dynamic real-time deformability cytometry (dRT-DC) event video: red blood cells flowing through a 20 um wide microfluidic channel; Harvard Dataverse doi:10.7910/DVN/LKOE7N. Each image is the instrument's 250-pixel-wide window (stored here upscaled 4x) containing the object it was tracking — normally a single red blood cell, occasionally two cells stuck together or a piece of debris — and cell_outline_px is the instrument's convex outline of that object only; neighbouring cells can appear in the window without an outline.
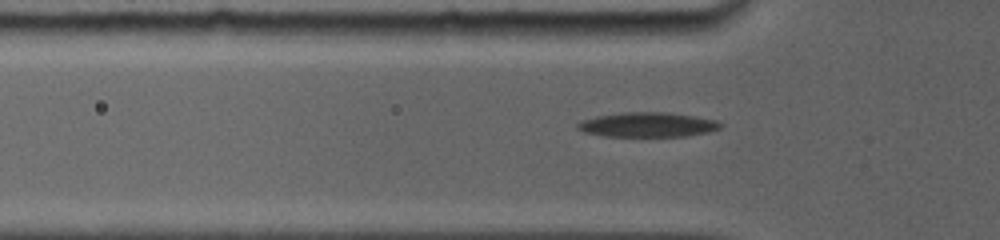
{"species": "common noctule bat (a hibernating species)", "species_latin": "Nyctalus noctula", "temperature_condition": "room temperature", "stored_images_in_passage": 41, "camera_frame_rate_fps": 5000, "um_per_image_px": 0.085, "animal": {"sex": "female", "body_mass_g": 19.0, "forearm_length_mm": 56.7}, "frame": {"image": 1, "passage_image": 3, "time_ms": 0.6, "image_size_px": [1000, 240], "cell_outline_px": [[724, 124], [720, 128], [708, 132], [684, 136], [604, 136], [584, 132], [576, 128], [576, 124], [580, 120], [596, 116], [624, 112], [668, 112], [716, 120]], "centroid_in_image_um": [55.01, 10.59], "position_along_channel_um": 70.8, "area_um2": 20.52}}
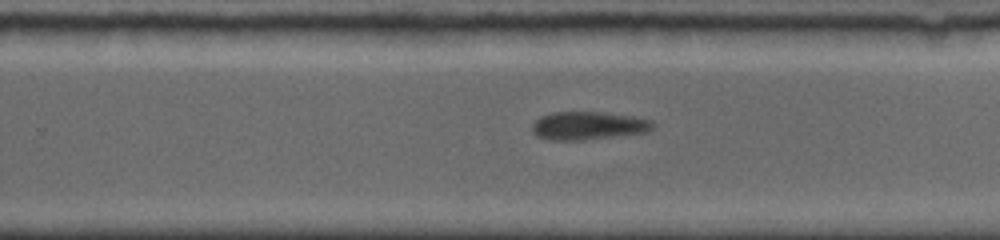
{"frame": {"image": 2, "passage_image": 22, "time_ms": 6.0, "image_size_px": [1000, 240], "cell_outline_px": [[656, 124], [648, 132], [584, 140], [552, 140], [536, 136], [532, 132], [532, 124], [540, 116], [552, 112], [604, 112], [632, 116], [652, 120]], "centroid_in_image_um": [50.0, 10.68], "position_along_channel_um": 279.8, "area_um2": 19.94}}
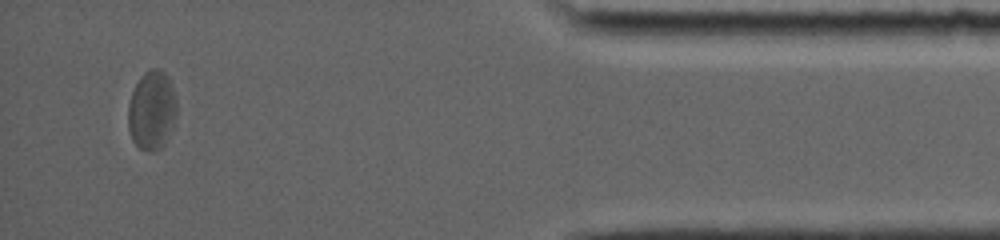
{"frame": {"image": 3, "passage_image": 40, "time_ms": 10.8, "image_size_px": [1000, 240], "cell_outline_px": [[176, 116], [172, 128], [164, 144], [156, 152], [148, 152], [140, 148], [132, 140], [128, 128], [128, 104], [132, 92], [140, 76], [144, 72], [152, 68], [156, 68], [164, 72], [168, 76], [176, 100]], "centroid_in_image_um": [12.89, 9.39], "position_along_channel_um": 422.3, "area_um2": 22.48}}